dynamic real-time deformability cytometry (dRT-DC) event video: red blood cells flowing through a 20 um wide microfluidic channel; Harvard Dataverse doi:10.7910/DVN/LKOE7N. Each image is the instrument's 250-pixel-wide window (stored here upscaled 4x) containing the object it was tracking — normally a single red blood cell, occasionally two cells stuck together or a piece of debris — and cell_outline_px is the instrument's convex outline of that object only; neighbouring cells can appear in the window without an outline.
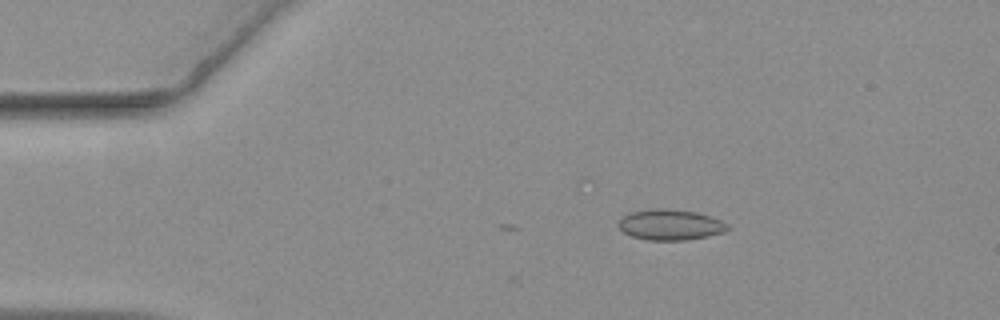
{"species": "common noctule bat (a hibernating species)", "species_latin": "Nyctalus noctula", "temperature_condition": "warm", "stored_images_in_passage": 22, "camera_frame_rate_fps": 3000, "um_per_image_px": 0.085, "animal": {"sex": "female", "body_mass_g": 19.3, "forearm_length_mm": 54.1}, "frame": {"image": 1, "passage_image": 1, "time_ms": 0.0, "image_size_px": [1000, 320], "cell_outline_px": [[732, 228], [724, 232], [708, 236], [688, 240], [648, 240], [632, 236], [624, 232], [616, 224], [628, 212], [656, 208], [660, 208], [696, 212], [720, 220], [728, 224]], "centroid_in_image_um": [56.98, 19.11], "position_along_channel_um": 28.0, "area_um2": 19.48}}
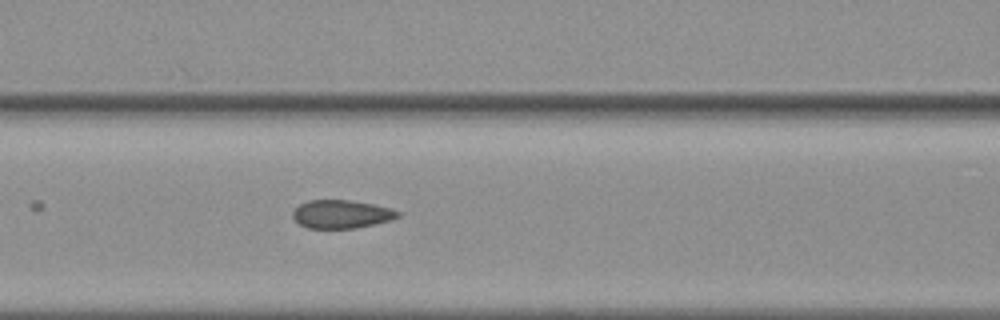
{"frame": {"image": 2, "passage_image": 15, "time_ms": 4.667, "image_size_px": [1000, 320], "cell_outline_px": [[400, 216], [392, 220], [356, 228], [308, 228], [300, 224], [292, 216], [292, 212], [300, 204], [308, 200], [348, 200], [372, 204], [388, 208], [400, 212]], "centroid_in_image_um": [29.01, 18.2], "position_along_channel_um": 137.6, "area_um2": 17.17}}
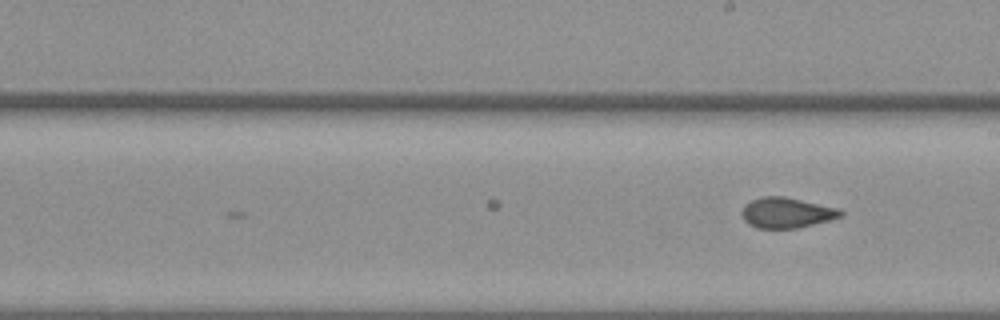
{"frame": {"image": 3, "passage_image": 22, "time_ms": 7.0, "image_size_px": [1000, 320], "cell_outline_px": [[844, 212], [840, 216], [828, 220], [796, 228], [756, 228], [748, 224], [744, 220], [740, 212], [744, 204], [752, 200], [764, 196], [784, 196], [840, 208]], "centroid_in_image_um": [66.82, 18.07], "position_along_channel_um": 222.2, "area_um2": 17.51}}